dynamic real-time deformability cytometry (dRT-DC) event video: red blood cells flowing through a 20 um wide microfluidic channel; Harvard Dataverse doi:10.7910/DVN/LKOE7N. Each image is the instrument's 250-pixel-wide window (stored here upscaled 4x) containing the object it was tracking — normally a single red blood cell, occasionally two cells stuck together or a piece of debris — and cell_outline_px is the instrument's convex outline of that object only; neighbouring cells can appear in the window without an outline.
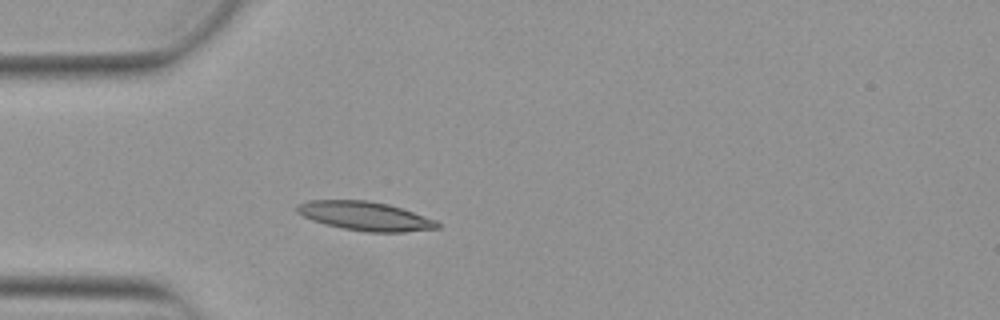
{"species": "Egyptian fruit bat (a non-hibernating species)", "species_latin": "Rousettus aegyptiacus", "temperature_condition": "warm", "stored_images_in_passage": 38, "camera_frame_rate_fps": 3000, "um_per_image_px": 0.085, "animal": {"sex": "female"}, "frame": {"image": 1, "passage_image": 1, "time_ms": 0.0, "image_size_px": [1000, 320], "cell_outline_px": [[440, 228], [404, 232], [368, 232], [344, 228], [324, 224], [312, 220], [296, 212], [296, 204], [308, 200], [368, 200], [388, 204], [436, 220], [440, 224]], "centroid_in_image_um": [31.01, 18.36], "position_along_channel_um": 54.0, "area_um2": 23.58}}
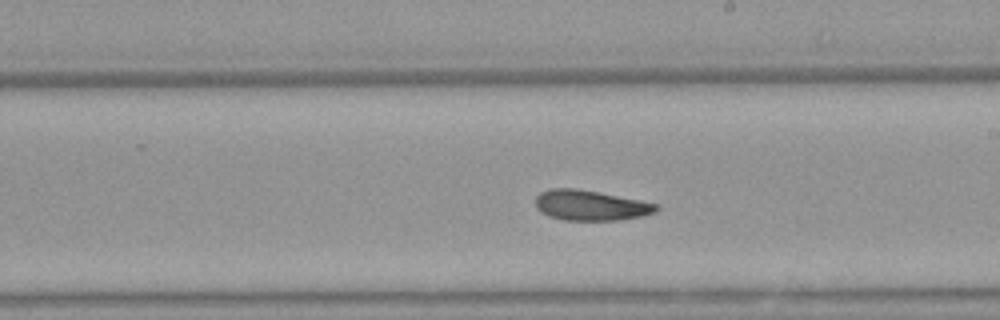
{"frame": {"image": 2, "passage_image": 16, "time_ms": 5.0, "image_size_px": [1000, 320], "cell_outline_px": [[660, 208], [656, 212], [640, 216], [616, 220], [564, 220], [548, 216], [540, 212], [536, 208], [536, 196], [540, 192], [548, 188], [576, 188], [640, 200], [656, 204]], "centroid_in_image_um": [50.15, 17.45], "position_along_channel_um": 238.9, "area_um2": 21.27}}
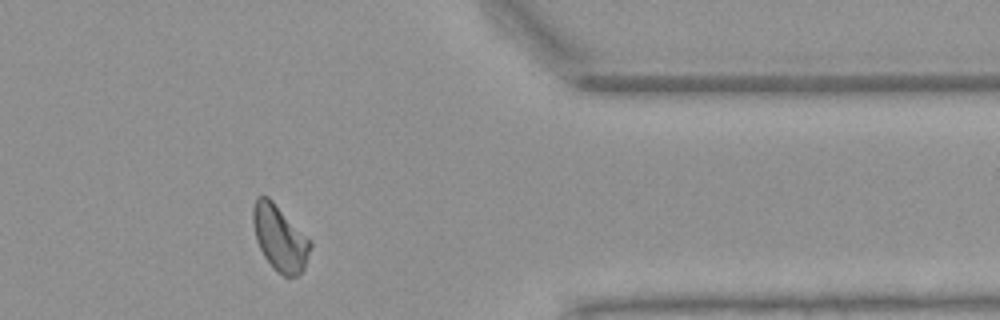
{"frame": {"image": 3, "passage_image": 29, "time_ms": 9.333, "image_size_px": [1000, 320], "cell_outline_px": [[312, 248], [304, 268], [296, 276], [284, 276], [272, 268], [264, 256], [256, 240], [252, 224], [252, 208], [256, 196], [268, 196], [312, 240]], "centroid_in_image_um": [23.78, 20.21], "position_along_channel_um": 387.6, "area_um2": 22.2}, "authors_computed_cell_mechanics": {"area_um2": 21.3571, "velocity_mm_per_s": 3.8587, "shape_relaxation_time_tau1_ms": 4.4388, "shape_relaxation_time_tau2_ms": 3.3512, "deformation_change_tau1": 0.1573, "deformation_change_tau2": 0.1023}}